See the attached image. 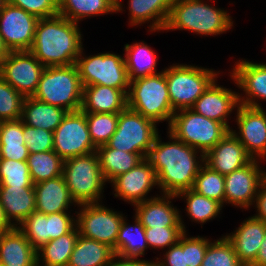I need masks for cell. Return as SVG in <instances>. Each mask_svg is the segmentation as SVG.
Listing matches in <instances>:
<instances>
[{
	"instance_id": "obj_30",
	"label": "cell",
	"mask_w": 266,
	"mask_h": 266,
	"mask_svg": "<svg viewBox=\"0 0 266 266\" xmlns=\"http://www.w3.org/2000/svg\"><path fill=\"white\" fill-rule=\"evenodd\" d=\"M114 256L109 245L79 235L68 266H109Z\"/></svg>"
},
{
	"instance_id": "obj_44",
	"label": "cell",
	"mask_w": 266,
	"mask_h": 266,
	"mask_svg": "<svg viewBox=\"0 0 266 266\" xmlns=\"http://www.w3.org/2000/svg\"><path fill=\"white\" fill-rule=\"evenodd\" d=\"M183 233L182 227L145 228L146 241L152 249H168Z\"/></svg>"
},
{
	"instance_id": "obj_21",
	"label": "cell",
	"mask_w": 266,
	"mask_h": 266,
	"mask_svg": "<svg viewBox=\"0 0 266 266\" xmlns=\"http://www.w3.org/2000/svg\"><path fill=\"white\" fill-rule=\"evenodd\" d=\"M252 160L253 157L231 131L204 154V164L222 175L232 173Z\"/></svg>"
},
{
	"instance_id": "obj_49",
	"label": "cell",
	"mask_w": 266,
	"mask_h": 266,
	"mask_svg": "<svg viewBox=\"0 0 266 266\" xmlns=\"http://www.w3.org/2000/svg\"><path fill=\"white\" fill-rule=\"evenodd\" d=\"M164 252V260L158 257L154 260L156 266H187L185 259V232L173 246H170Z\"/></svg>"
},
{
	"instance_id": "obj_22",
	"label": "cell",
	"mask_w": 266,
	"mask_h": 266,
	"mask_svg": "<svg viewBox=\"0 0 266 266\" xmlns=\"http://www.w3.org/2000/svg\"><path fill=\"white\" fill-rule=\"evenodd\" d=\"M266 232V222L254 216L244 219L243 223L226 238L233 245L238 260L244 266H251L256 259Z\"/></svg>"
},
{
	"instance_id": "obj_24",
	"label": "cell",
	"mask_w": 266,
	"mask_h": 266,
	"mask_svg": "<svg viewBox=\"0 0 266 266\" xmlns=\"http://www.w3.org/2000/svg\"><path fill=\"white\" fill-rule=\"evenodd\" d=\"M0 265L37 266L36 250L16 226L0 234Z\"/></svg>"
},
{
	"instance_id": "obj_1",
	"label": "cell",
	"mask_w": 266,
	"mask_h": 266,
	"mask_svg": "<svg viewBox=\"0 0 266 266\" xmlns=\"http://www.w3.org/2000/svg\"><path fill=\"white\" fill-rule=\"evenodd\" d=\"M167 134L170 139L168 142H162L159 134L156 136L146 159L155 169L160 192L177 195L193 188L195 178L204 164V154L176 139L171 133Z\"/></svg>"
},
{
	"instance_id": "obj_10",
	"label": "cell",
	"mask_w": 266,
	"mask_h": 266,
	"mask_svg": "<svg viewBox=\"0 0 266 266\" xmlns=\"http://www.w3.org/2000/svg\"><path fill=\"white\" fill-rule=\"evenodd\" d=\"M156 125L154 121L126 107L119 113L117 129L107 145L120 151L141 154L146 158L160 133Z\"/></svg>"
},
{
	"instance_id": "obj_23",
	"label": "cell",
	"mask_w": 266,
	"mask_h": 266,
	"mask_svg": "<svg viewBox=\"0 0 266 266\" xmlns=\"http://www.w3.org/2000/svg\"><path fill=\"white\" fill-rule=\"evenodd\" d=\"M34 190L35 210L46 215L68 212L70 206H78L71 197L63 175L34 184Z\"/></svg>"
},
{
	"instance_id": "obj_35",
	"label": "cell",
	"mask_w": 266,
	"mask_h": 266,
	"mask_svg": "<svg viewBox=\"0 0 266 266\" xmlns=\"http://www.w3.org/2000/svg\"><path fill=\"white\" fill-rule=\"evenodd\" d=\"M126 216L123 218L116 240V254L120 257L139 258L145 255L148 247L145 228L134 215V225L128 224Z\"/></svg>"
},
{
	"instance_id": "obj_5",
	"label": "cell",
	"mask_w": 266,
	"mask_h": 266,
	"mask_svg": "<svg viewBox=\"0 0 266 266\" xmlns=\"http://www.w3.org/2000/svg\"><path fill=\"white\" fill-rule=\"evenodd\" d=\"M127 107L156 124L168 121L169 127L175 112L170 104L164 69L130 82Z\"/></svg>"
},
{
	"instance_id": "obj_2",
	"label": "cell",
	"mask_w": 266,
	"mask_h": 266,
	"mask_svg": "<svg viewBox=\"0 0 266 266\" xmlns=\"http://www.w3.org/2000/svg\"><path fill=\"white\" fill-rule=\"evenodd\" d=\"M78 24L59 14L39 19L30 51L44 67L75 64L84 48Z\"/></svg>"
},
{
	"instance_id": "obj_31",
	"label": "cell",
	"mask_w": 266,
	"mask_h": 266,
	"mask_svg": "<svg viewBox=\"0 0 266 266\" xmlns=\"http://www.w3.org/2000/svg\"><path fill=\"white\" fill-rule=\"evenodd\" d=\"M99 158L100 169L104 180L110 183L117 176L130 171L142 162L145 157L110 148L107 144L96 149Z\"/></svg>"
},
{
	"instance_id": "obj_4",
	"label": "cell",
	"mask_w": 266,
	"mask_h": 266,
	"mask_svg": "<svg viewBox=\"0 0 266 266\" xmlns=\"http://www.w3.org/2000/svg\"><path fill=\"white\" fill-rule=\"evenodd\" d=\"M83 86L75 64L45 67L32 97L67 112L81 109Z\"/></svg>"
},
{
	"instance_id": "obj_18",
	"label": "cell",
	"mask_w": 266,
	"mask_h": 266,
	"mask_svg": "<svg viewBox=\"0 0 266 266\" xmlns=\"http://www.w3.org/2000/svg\"><path fill=\"white\" fill-rule=\"evenodd\" d=\"M234 66L229 72L231 80L235 82L238 89L245 92V96L238 93L239 104L261 108L262 105L258 103V99L266 100V63L241 59L235 62Z\"/></svg>"
},
{
	"instance_id": "obj_7",
	"label": "cell",
	"mask_w": 266,
	"mask_h": 266,
	"mask_svg": "<svg viewBox=\"0 0 266 266\" xmlns=\"http://www.w3.org/2000/svg\"><path fill=\"white\" fill-rule=\"evenodd\" d=\"M220 71L187 64H172L164 69L170 104L174 112L190 109L219 76Z\"/></svg>"
},
{
	"instance_id": "obj_42",
	"label": "cell",
	"mask_w": 266,
	"mask_h": 266,
	"mask_svg": "<svg viewBox=\"0 0 266 266\" xmlns=\"http://www.w3.org/2000/svg\"><path fill=\"white\" fill-rule=\"evenodd\" d=\"M0 186L34 187L27 162L0 159Z\"/></svg>"
},
{
	"instance_id": "obj_47",
	"label": "cell",
	"mask_w": 266,
	"mask_h": 266,
	"mask_svg": "<svg viewBox=\"0 0 266 266\" xmlns=\"http://www.w3.org/2000/svg\"><path fill=\"white\" fill-rule=\"evenodd\" d=\"M185 232V259L187 266H201L210 239L201 236L187 237Z\"/></svg>"
},
{
	"instance_id": "obj_50",
	"label": "cell",
	"mask_w": 266,
	"mask_h": 266,
	"mask_svg": "<svg viewBox=\"0 0 266 266\" xmlns=\"http://www.w3.org/2000/svg\"><path fill=\"white\" fill-rule=\"evenodd\" d=\"M253 207L257 209V214L254 217L266 222V175L260 183Z\"/></svg>"
},
{
	"instance_id": "obj_39",
	"label": "cell",
	"mask_w": 266,
	"mask_h": 266,
	"mask_svg": "<svg viewBox=\"0 0 266 266\" xmlns=\"http://www.w3.org/2000/svg\"><path fill=\"white\" fill-rule=\"evenodd\" d=\"M119 113H86L90 138L96 148L106 145L115 133Z\"/></svg>"
},
{
	"instance_id": "obj_13",
	"label": "cell",
	"mask_w": 266,
	"mask_h": 266,
	"mask_svg": "<svg viewBox=\"0 0 266 266\" xmlns=\"http://www.w3.org/2000/svg\"><path fill=\"white\" fill-rule=\"evenodd\" d=\"M44 66L30 50L10 51L0 63V76L24 97H32Z\"/></svg>"
},
{
	"instance_id": "obj_27",
	"label": "cell",
	"mask_w": 266,
	"mask_h": 266,
	"mask_svg": "<svg viewBox=\"0 0 266 266\" xmlns=\"http://www.w3.org/2000/svg\"><path fill=\"white\" fill-rule=\"evenodd\" d=\"M0 204L5 218L14 227L35 211L34 187L0 186Z\"/></svg>"
},
{
	"instance_id": "obj_52",
	"label": "cell",
	"mask_w": 266,
	"mask_h": 266,
	"mask_svg": "<svg viewBox=\"0 0 266 266\" xmlns=\"http://www.w3.org/2000/svg\"><path fill=\"white\" fill-rule=\"evenodd\" d=\"M251 266H266V232L256 256L255 262Z\"/></svg>"
},
{
	"instance_id": "obj_32",
	"label": "cell",
	"mask_w": 266,
	"mask_h": 266,
	"mask_svg": "<svg viewBox=\"0 0 266 266\" xmlns=\"http://www.w3.org/2000/svg\"><path fill=\"white\" fill-rule=\"evenodd\" d=\"M129 81L159 73L156 53L144 41L124 45Z\"/></svg>"
},
{
	"instance_id": "obj_53",
	"label": "cell",
	"mask_w": 266,
	"mask_h": 266,
	"mask_svg": "<svg viewBox=\"0 0 266 266\" xmlns=\"http://www.w3.org/2000/svg\"><path fill=\"white\" fill-rule=\"evenodd\" d=\"M13 226L9 223V221L5 218L3 208L0 204V234L10 230Z\"/></svg>"
},
{
	"instance_id": "obj_20",
	"label": "cell",
	"mask_w": 266,
	"mask_h": 266,
	"mask_svg": "<svg viewBox=\"0 0 266 266\" xmlns=\"http://www.w3.org/2000/svg\"><path fill=\"white\" fill-rule=\"evenodd\" d=\"M238 93L218 85L216 78L191 109L206 118L221 122L230 130L228 120L239 105Z\"/></svg>"
},
{
	"instance_id": "obj_43",
	"label": "cell",
	"mask_w": 266,
	"mask_h": 266,
	"mask_svg": "<svg viewBox=\"0 0 266 266\" xmlns=\"http://www.w3.org/2000/svg\"><path fill=\"white\" fill-rule=\"evenodd\" d=\"M25 97L0 76V121L21 119Z\"/></svg>"
},
{
	"instance_id": "obj_55",
	"label": "cell",
	"mask_w": 266,
	"mask_h": 266,
	"mask_svg": "<svg viewBox=\"0 0 266 266\" xmlns=\"http://www.w3.org/2000/svg\"><path fill=\"white\" fill-rule=\"evenodd\" d=\"M6 2H7V0H0V11L2 10V8Z\"/></svg>"
},
{
	"instance_id": "obj_11",
	"label": "cell",
	"mask_w": 266,
	"mask_h": 266,
	"mask_svg": "<svg viewBox=\"0 0 266 266\" xmlns=\"http://www.w3.org/2000/svg\"><path fill=\"white\" fill-rule=\"evenodd\" d=\"M75 211L79 235L105 243L116 254V240L124 214L107 208L100 203L78 205Z\"/></svg>"
},
{
	"instance_id": "obj_29",
	"label": "cell",
	"mask_w": 266,
	"mask_h": 266,
	"mask_svg": "<svg viewBox=\"0 0 266 266\" xmlns=\"http://www.w3.org/2000/svg\"><path fill=\"white\" fill-rule=\"evenodd\" d=\"M67 111L35 99L25 97L22 107L21 121L34 128L54 132Z\"/></svg>"
},
{
	"instance_id": "obj_26",
	"label": "cell",
	"mask_w": 266,
	"mask_h": 266,
	"mask_svg": "<svg viewBox=\"0 0 266 266\" xmlns=\"http://www.w3.org/2000/svg\"><path fill=\"white\" fill-rule=\"evenodd\" d=\"M174 0H128L129 24L149 23V32L164 31ZM152 20V21H151Z\"/></svg>"
},
{
	"instance_id": "obj_15",
	"label": "cell",
	"mask_w": 266,
	"mask_h": 266,
	"mask_svg": "<svg viewBox=\"0 0 266 266\" xmlns=\"http://www.w3.org/2000/svg\"><path fill=\"white\" fill-rule=\"evenodd\" d=\"M258 159L224 175L225 204H232L241 209H249L256 200L258 189L266 170L261 169Z\"/></svg>"
},
{
	"instance_id": "obj_46",
	"label": "cell",
	"mask_w": 266,
	"mask_h": 266,
	"mask_svg": "<svg viewBox=\"0 0 266 266\" xmlns=\"http://www.w3.org/2000/svg\"><path fill=\"white\" fill-rule=\"evenodd\" d=\"M7 2L22 8L38 19L58 15V0H7Z\"/></svg>"
},
{
	"instance_id": "obj_12",
	"label": "cell",
	"mask_w": 266,
	"mask_h": 266,
	"mask_svg": "<svg viewBox=\"0 0 266 266\" xmlns=\"http://www.w3.org/2000/svg\"><path fill=\"white\" fill-rule=\"evenodd\" d=\"M88 130L86 113L67 112L53 132V150L63 160L96 151Z\"/></svg>"
},
{
	"instance_id": "obj_38",
	"label": "cell",
	"mask_w": 266,
	"mask_h": 266,
	"mask_svg": "<svg viewBox=\"0 0 266 266\" xmlns=\"http://www.w3.org/2000/svg\"><path fill=\"white\" fill-rule=\"evenodd\" d=\"M192 189L207 198L217 200L222 205L225 203L224 175L210 169L205 164L201 166Z\"/></svg>"
},
{
	"instance_id": "obj_16",
	"label": "cell",
	"mask_w": 266,
	"mask_h": 266,
	"mask_svg": "<svg viewBox=\"0 0 266 266\" xmlns=\"http://www.w3.org/2000/svg\"><path fill=\"white\" fill-rule=\"evenodd\" d=\"M239 131H230L243 144L253 159L266 160V111L239 104L236 119Z\"/></svg>"
},
{
	"instance_id": "obj_40",
	"label": "cell",
	"mask_w": 266,
	"mask_h": 266,
	"mask_svg": "<svg viewBox=\"0 0 266 266\" xmlns=\"http://www.w3.org/2000/svg\"><path fill=\"white\" fill-rule=\"evenodd\" d=\"M213 241L207 246L201 266H244L226 236Z\"/></svg>"
},
{
	"instance_id": "obj_54",
	"label": "cell",
	"mask_w": 266,
	"mask_h": 266,
	"mask_svg": "<svg viewBox=\"0 0 266 266\" xmlns=\"http://www.w3.org/2000/svg\"><path fill=\"white\" fill-rule=\"evenodd\" d=\"M9 52V49L5 46L0 34V63L8 56Z\"/></svg>"
},
{
	"instance_id": "obj_36",
	"label": "cell",
	"mask_w": 266,
	"mask_h": 266,
	"mask_svg": "<svg viewBox=\"0 0 266 266\" xmlns=\"http://www.w3.org/2000/svg\"><path fill=\"white\" fill-rule=\"evenodd\" d=\"M186 202V212L192 222L201 224L213 220L222 212L223 205L217 200L207 198L195 192L193 189L184 190L176 195Z\"/></svg>"
},
{
	"instance_id": "obj_14",
	"label": "cell",
	"mask_w": 266,
	"mask_h": 266,
	"mask_svg": "<svg viewBox=\"0 0 266 266\" xmlns=\"http://www.w3.org/2000/svg\"><path fill=\"white\" fill-rule=\"evenodd\" d=\"M38 18L6 2L0 11V34L9 51L30 50Z\"/></svg>"
},
{
	"instance_id": "obj_6",
	"label": "cell",
	"mask_w": 266,
	"mask_h": 266,
	"mask_svg": "<svg viewBox=\"0 0 266 266\" xmlns=\"http://www.w3.org/2000/svg\"><path fill=\"white\" fill-rule=\"evenodd\" d=\"M62 175L77 205L102 202L106 181L96 151L64 160Z\"/></svg>"
},
{
	"instance_id": "obj_28",
	"label": "cell",
	"mask_w": 266,
	"mask_h": 266,
	"mask_svg": "<svg viewBox=\"0 0 266 266\" xmlns=\"http://www.w3.org/2000/svg\"><path fill=\"white\" fill-rule=\"evenodd\" d=\"M121 0H58V14L79 23L86 17L122 12Z\"/></svg>"
},
{
	"instance_id": "obj_33",
	"label": "cell",
	"mask_w": 266,
	"mask_h": 266,
	"mask_svg": "<svg viewBox=\"0 0 266 266\" xmlns=\"http://www.w3.org/2000/svg\"><path fill=\"white\" fill-rule=\"evenodd\" d=\"M78 236L76 225L70 232L47 242L36 251L37 266H68Z\"/></svg>"
},
{
	"instance_id": "obj_34",
	"label": "cell",
	"mask_w": 266,
	"mask_h": 266,
	"mask_svg": "<svg viewBox=\"0 0 266 266\" xmlns=\"http://www.w3.org/2000/svg\"><path fill=\"white\" fill-rule=\"evenodd\" d=\"M28 156L21 119L0 121V159L26 162Z\"/></svg>"
},
{
	"instance_id": "obj_19",
	"label": "cell",
	"mask_w": 266,
	"mask_h": 266,
	"mask_svg": "<svg viewBox=\"0 0 266 266\" xmlns=\"http://www.w3.org/2000/svg\"><path fill=\"white\" fill-rule=\"evenodd\" d=\"M175 198L176 195L163 193L153 196L134 205L135 216L144 228L182 227L187 232L180 211L171 203Z\"/></svg>"
},
{
	"instance_id": "obj_25",
	"label": "cell",
	"mask_w": 266,
	"mask_h": 266,
	"mask_svg": "<svg viewBox=\"0 0 266 266\" xmlns=\"http://www.w3.org/2000/svg\"><path fill=\"white\" fill-rule=\"evenodd\" d=\"M127 107V95L104 85L84 86L81 111L85 113H120Z\"/></svg>"
},
{
	"instance_id": "obj_45",
	"label": "cell",
	"mask_w": 266,
	"mask_h": 266,
	"mask_svg": "<svg viewBox=\"0 0 266 266\" xmlns=\"http://www.w3.org/2000/svg\"><path fill=\"white\" fill-rule=\"evenodd\" d=\"M23 138L29 154L53 150V132L23 123Z\"/></svg>"
},
{
	"instance_id": "obj_17",
	"label": "cell",
	"mask_w": 266,
	"mask_h": 266,
	"mask_svg": "<svg viewBox=\"0 0 266 266\" xmlns=\"http://www.w3.org/2000/svg\"><path fill=\"white\" fill-rule=\"evenodd\" d=\"M115 191L114 197H118L132 206L141 203L151 197H146L149 191L158 186L155 169L145 158L130 171L123 173L111 182Z\"/></svg>"
},
{
	"instance_id": "obj_41",
	"label": "cell",
	"mask_w": 266,
	"mask_h": 266,
	"mask_svg": "<svg viewBox=\"0 0 266 266\" xmlns=\"http://www.w3.org/2000/svg\"><path fill=\"white\" fill-rule=\"evenodd\" d=\"M17 228L25 235L36 251L50 241L48 215L44 213L35 210Z\"/></svg>"
},
{
	"instance_id": "obj_8",
	"label": "cell",
	"mask_w": 266,
	"mask_h": 266,
	"mask_svg": "<svg viewBox=\"0 0 266 266\" xmlns=\"http://www.w3.org/2000/svg\"><path fill=\"white\" fill-rule=\"evenodd\" d=\"M229 131L221 122L206 118L190 108L174 113L167 132L205 154Z\"/></svg>"
},
{
	"instance_id": "obj_3",
	"label": "cell",
	"mask_w": 266,
	"mask_h": 266,
	"mask_svg": "<svg viewBox=\"0 0 266 266\" xmlns=\"http://www.w3.org/2000/svg\"><path fill=\"white\" fill-rule=\"evenodd\" d=\"M228 11L204 0H174L164 30H188L201 36H217L234 25Z\"/></svg>"
},
{
	"instance_id": "obj_51",
	"label": "cell",
	"mask_w": 266,
	"mask_h": 266,
	"mask_svg": "<svg viewBox=\"0 0 266 266\" xmlns=\"http://www.w3.org/2000/svg\"><path fill=\"white\" fill-rule=\"evenodd\" d=\"M109 266H156L154 260H143L139 258L120 257L115 255Z\"/></svg>"
},
{
	"instance_id": "obj_9",
	"label": "cell",
	"mask_w": 266,
	"mask_h": 266,
	"mask_svg": "<svg viewBox=\"0 0 266 266\" xmlns=\"http://www.w3.org/2000/svg\"><path fill=\"white\" fill-rule=\"evenodd\" d=\"M83 50L75 63L82 86L104 85L120 89L128 95L130 81L125 57L111 52L87 56Z\"/></svg>"
},
{
	"instance_id": "obj_48",
	"label": "cell",
	"mask_w": 266,
	"mask_h": 266,
	"mask_svg": "<svg viewBox=\"0 0 266 266\" xmlns=\"http://www.w3.org/2000/svg\"><path fill=\"white\" fill-rule=\"evenodd\" d=\"M58 212L48 215V235L50 241L70 232L76 226V216H71V211Z\"/></svg>"
},
{
	"instance_id": "obj_37",
	"label": "cell",
	"mask_w": 266,
	"mask_h": 266,
	"mask_svg": "<svg viewBox=\"0 0 266 266\" xmlns=\"http://www.w3.org/2000/svg\"><path fill=\"white\" fill-rule=\"evenodd\" d=\"M26 162L33 184L62 176L64 160L54 150L31 153Z\"/></svg>"
}]
</instances>
